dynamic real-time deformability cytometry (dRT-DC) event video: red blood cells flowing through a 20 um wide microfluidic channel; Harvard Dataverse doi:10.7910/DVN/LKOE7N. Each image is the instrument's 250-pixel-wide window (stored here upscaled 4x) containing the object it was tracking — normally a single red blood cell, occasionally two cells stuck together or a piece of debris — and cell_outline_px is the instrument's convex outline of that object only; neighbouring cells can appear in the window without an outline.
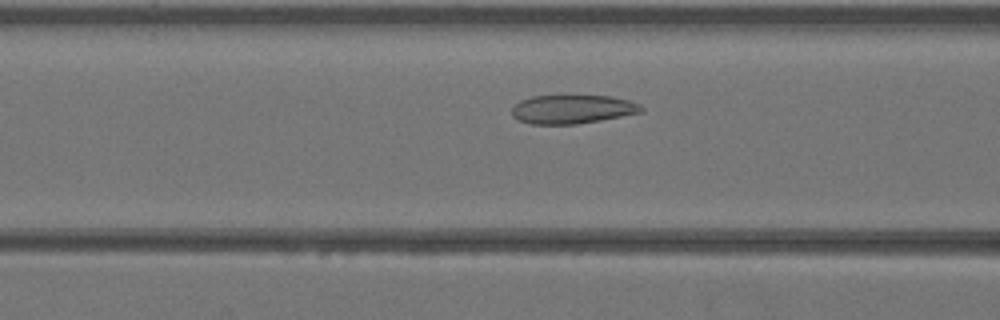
{"species": "Egyptian fruit bat (a non-hibernating species)", "species_latin": "Rousettus aegyptiacus", "temperature_condition": "warm", "stored_images_in_passage": 36, "camera_frame_rate_fps": 3000, "um_per_image_px": 0.085, "animal": {"sex": "female"}, "frame": {"image": 1, "passage_image": 10, "time_ms": 3.0, "image_size_px": [1000, 320], "cell_outline_px": [[644, 108], [640, 112], [600, 120], [576, 124], [532, 124], [520, 120], [512, 116], [512, 108], [520, 100], [532, 96], [612, 96], [628, 100], [640, 104]], "centroid_in_image_um": [48.64, 9.28], "position_along_channel_um": 118.0, "area_um2": 21.44}}
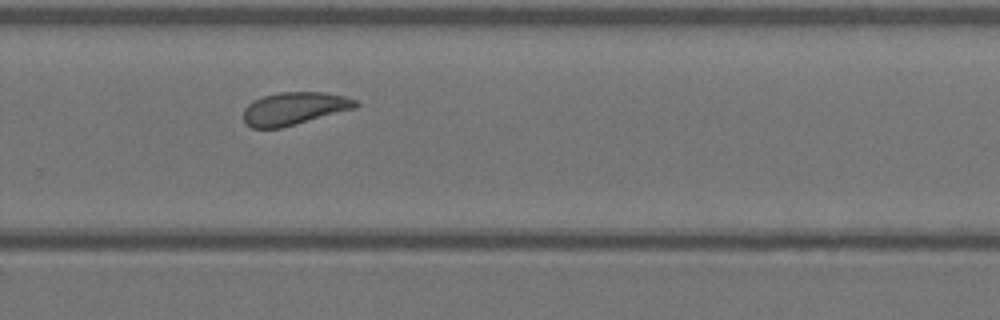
{"frame": {"image": 2, "passage_image": 22, "time_ms": 7.0, "image_size_px": [1000, 320], "cell_outline_px": [[360, 104], [356, 108], [280, 128], [252, 128], [244, 124], [244, 108], [248, 104], [264, 96], [280, 92], [324, 92], [344, 96], [356, 100]], "centroid_in_image_um": [25.01, 9.22], "position_along_channel_um": 304.8, "area_um2": 21.27}}
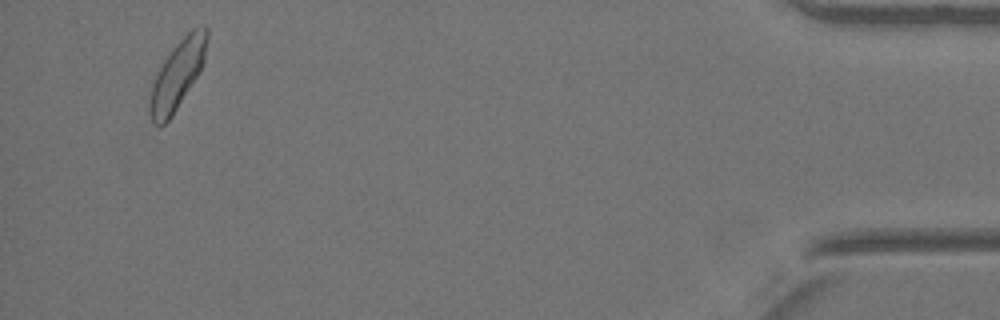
{"frame": {"image": 3, "passage_image": 34, "time_ms": 11.0, "image_size_px": [1000, 320], "cell_outline_px": [[208, 40], [204, 60], [200, 72], [172, 116], [160, 128], [152, 124], [148, 112], [148, 100], [152, 84], [164, 60], [172, 48], [192, 28], [204, 24], [208, 28]], "centroid_in_image_um": [15.07, 6.38], "position_along_channel_um": 420.1, "area_um2": 23.12}}